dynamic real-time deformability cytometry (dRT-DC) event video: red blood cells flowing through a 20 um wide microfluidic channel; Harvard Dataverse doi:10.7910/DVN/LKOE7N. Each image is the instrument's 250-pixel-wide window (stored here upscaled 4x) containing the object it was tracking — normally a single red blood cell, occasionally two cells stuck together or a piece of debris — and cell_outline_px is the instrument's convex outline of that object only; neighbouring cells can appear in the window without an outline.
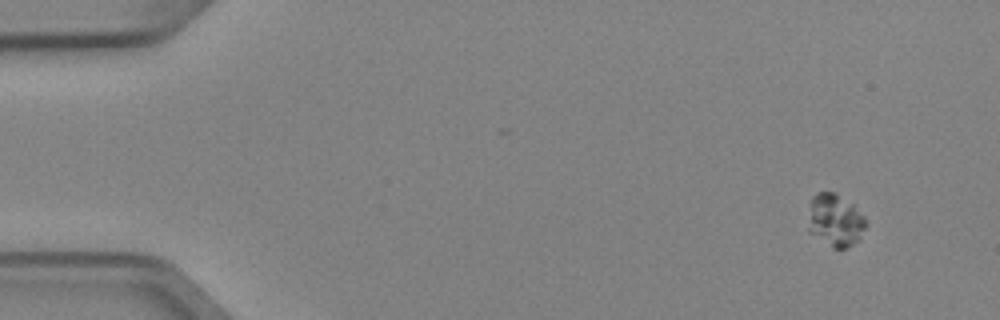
{"species": "Egyptian fruit bat (a non-hibernating species)", "species_latin": "Rousettus aegyptiacus", "temperature_condition": "cold", "stored_images_in_passage": 5, "camera_frame_rate_fps": 3000, "um_per_image_px": 0.085, "animal": {"sex": "female"}, "frame": {"image": 1, "passage_image": 1, "time_ms": 0.0, "image_size_px": [1000, 320], "cell_outline_px": [[868, 224], [860, 240], [848, 248], [832, 248], [808, 232], [808, 228], [812, 196], [816, 192], [836, 192], [852, 204], [864, 216]], "centroid_in_image_um": [71.02, 18.75], "position_along_channel_um": 14.0, "area_um2": 17.92}}
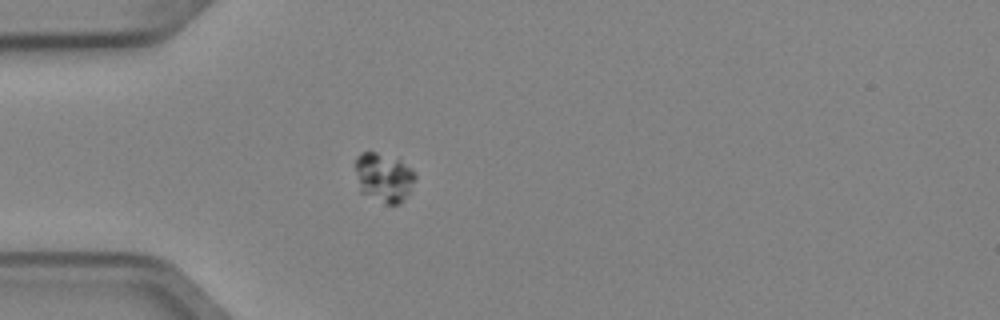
{"frame": {"image": 2, "passage_image": 4, "time_ms": 1.0, "image_size_px": [1000, 320], "cell_outline_px": [[416, 176], [412, 192], [400, 204], [388, 204], [360, 192], [356, 168], [356, 156], [360, 152], [376, 152], [400, 156], [412, 168]], "centroid_in_image_um": [32.7, 15.04], "position_along_channel_um": 52.3, "area_um2": 17.69}}